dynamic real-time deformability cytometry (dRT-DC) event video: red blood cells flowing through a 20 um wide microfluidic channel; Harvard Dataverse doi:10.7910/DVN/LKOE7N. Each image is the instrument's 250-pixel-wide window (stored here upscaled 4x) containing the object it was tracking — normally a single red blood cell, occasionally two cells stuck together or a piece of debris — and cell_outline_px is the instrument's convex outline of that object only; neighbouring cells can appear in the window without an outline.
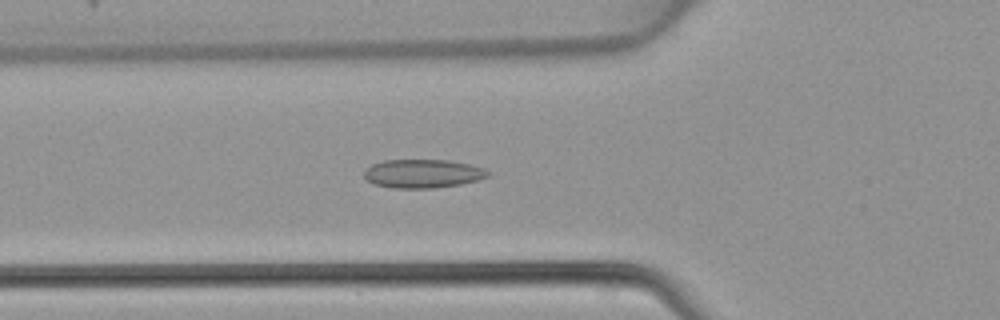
{"species": "common noctule bat (a hibernating species)", "species_latin": "Nyctalus noctula", "temperature_condition": "warm", "stored_images_in_passage": 47, "camera_frame_rate_fps": 3000, "um_per_image_px": 0.085, "animal": {"sex": "female", "body_mass_g": 22.7, "forearm_length_mm": 54.2}, "frame": {"image": 1, "passage_image": 17, "time_ms": 5.333, "image_size_px": [1000, 320], "cell_outline_px": [[488, 176], [480, 180], [460, 184], [432, 188], [392, 188], [376, 184], [368, 180], [364, 176], [364, 168], [372, 164], [384, 160], [448, 160], [468, 164], [484, 168], [488, 172]], "centroid_in_image_um": [35.92, 14.75], "position_along_channel_um": 89.9, "area_um2": 20.58}}
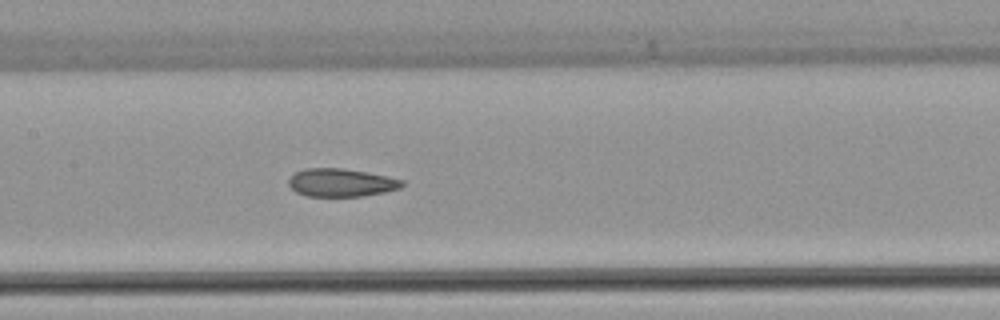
{"frame": {"image": 2, "passage_image": 23, "time_ms": 7.333, "image_size_px": [1000, 320], "cell_outline_px": [[404, 184], [400, 188], [384, 192], [360, 196], [308, 196], [296, 192], [288, 184], [288, 180], [296, 172], [304, 168], [344, 168], [388, 176], [404, 180]], "centroid_in_image_um": [29.0, 15.51], "position_along_channel_um": 178.4, "area_um2": 18.5}}
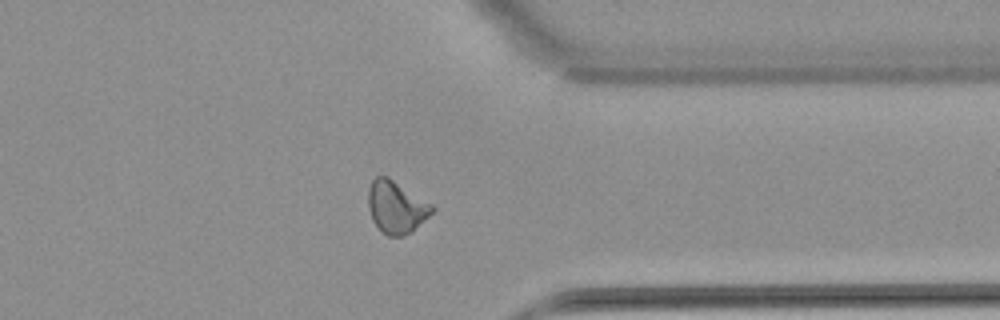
{"frame": {"image": 3, "passage_image": 37, "time_ms": 12.0, "image_size_px": [1000, 320], "cell_outline_px": [[436, 208], [412, 232], [404, 236], [388, 236], [372, 220], [368, 208], [368, 188], [372, 180], [376, 176], [388, 176], [432, 204]], "centroid_in_image_um": [33.67, 17.59], "position_along_channel_um": 377.7, "area_um2": 19.42}}